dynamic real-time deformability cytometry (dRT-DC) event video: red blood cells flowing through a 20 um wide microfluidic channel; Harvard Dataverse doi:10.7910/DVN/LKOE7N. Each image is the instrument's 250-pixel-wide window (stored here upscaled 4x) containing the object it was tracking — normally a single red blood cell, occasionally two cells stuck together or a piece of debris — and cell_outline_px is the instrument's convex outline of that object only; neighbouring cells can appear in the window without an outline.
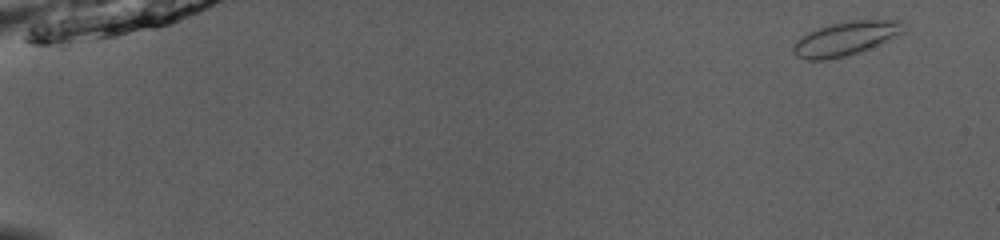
{"species": "common noctule bat (a hibernating species)", "species_latin": "Nyctalus noctula", "temperature_condition": "room temperature", "stored_images_in_passage": 51, "camera_frame_rate_fps": 3000, "um_per_image_px": 0.085, "animal": {"sex": "male", "body_mass_g": 13.0, "forearm_length_mm": 53.1}, "frame": {"image": 1, "passage_image": 2, "time_ms": 0.333, "image_size_px": [1000, 240], "cell_outline_px": [[908, 28], [904, 32], [896, 36], [856, 52], [844, 56], [828, 60], [804, 60], [796, 56], [792, 52], [792, 48], [796, 40], [808, 32], [832, 24], [852, 20], [904, 20], [908, 24]], "centroid_in_image_um": [71.89, 3.26], "position_along_channel_um": 13.1, "area_um2": 21.68}}
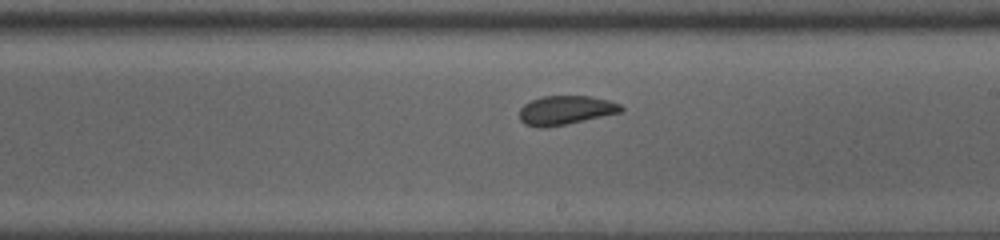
{"frame": {"image": 2, "passage_image": 31, "time_ms": 10.0, "image_size_px": [1000, 240], "cell_outline_px": [[624, 112], [544, 128], [540, 128], [524, 124], [520, 120], [520, 108], [524, 104], [540, 96], [592, 96], [608, 100], [620, 104], [624, 108]], "centroid_in_image_um": [48.09, 9.36], "position_along_channel_um": 240.9, "area_um2": 17.22}}
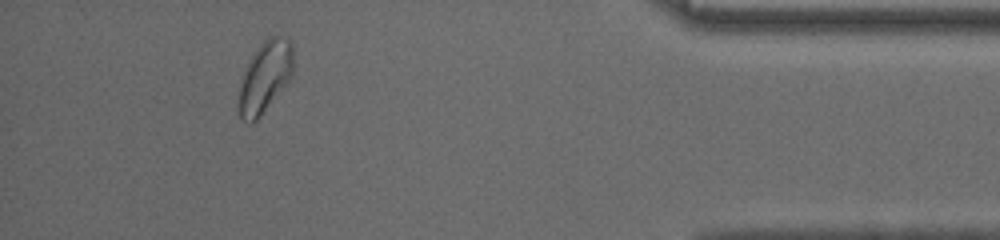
{"frame": {"image": 3, "passage_image": 47, "time_ms": 15.333, "image_size_px": [1000, 240], "cell_outline_px": [[292, 76], [260, 116], [252, 124], [248, 124], [240, 116], [240, 88], [244, 68], [256, 48], [268, 36], [280, 36], [288, 40], [292, 44]], "centroid_in_image_um": [22.52, 6.51], "position_along_channel_um": 412.7, "area_um2": 22.2}, "authors_computed_cell_mechanics": {"area_um2": 18.496, "velocity_mm_per_s": 3.9751, "shape_relaxation_time_tau1_ms": 8.3993, "shape_relaxation_time_tau2_ms": null, "deformation_change_tau1": 0.0763, "deformation_change_tau2": null}}